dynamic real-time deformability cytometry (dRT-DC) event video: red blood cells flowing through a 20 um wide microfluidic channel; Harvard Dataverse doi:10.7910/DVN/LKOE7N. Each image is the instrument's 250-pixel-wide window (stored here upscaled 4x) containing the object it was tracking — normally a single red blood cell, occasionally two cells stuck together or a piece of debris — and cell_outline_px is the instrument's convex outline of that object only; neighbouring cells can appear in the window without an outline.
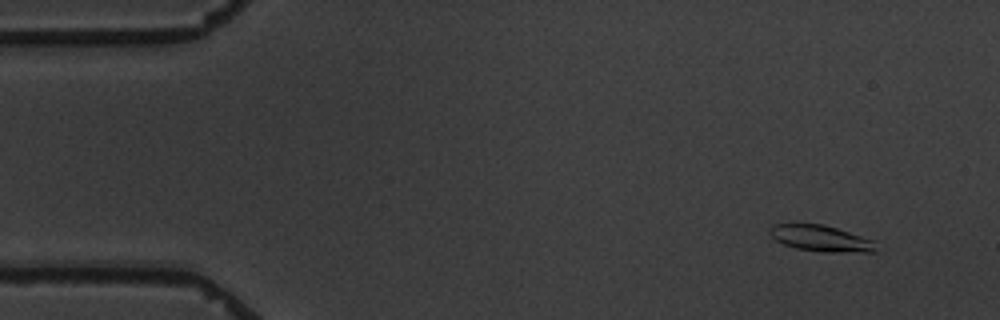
{"species": "common noctule bat (a hibernating species)", "species_latin": "Nyctalus noctula", "temperature_condition": "warm", "stored_images_in_passage": 6, "camera_frame_rate_fps": 3000, "um_per_image_px": 0.085, "animal": {"sex": "male", "body_mass_g": 19.5, "forearm_length_mm": 54.6}, "frame": {"image": 1, "passage_image": 2, "time_ms": 1.0, "image_size_px": [1000, 320], "cell_outline_px": [[876, 252], [820, 252], [796, 248], [784, 244], [776, 240], [768, 232], [768, 228], [772, 224], [824, 224], [872, 240]], "centroid_in_image_um": [69.71, 20.26], "position_along_channel_um": 15.3, "area_um2": 16.01}}
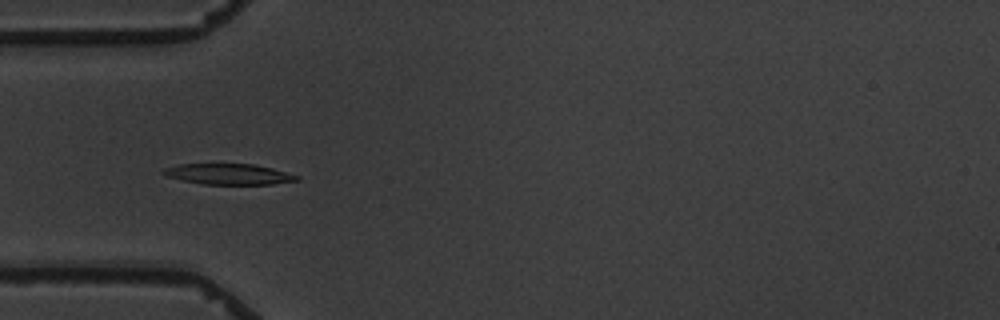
{"frame": {"image": 2, "passage_image": 5, "time_ms": 5.333, "image_size_px": [1000, 320], "cell_outline_px": [[300, 180], [272, 184], [200, 184], [164, 176], [160, 172], [164, 168], [180, 164], [252, 164], [272, 168], [300, 176]], "centroid_in_image_um": [19.41, 14.8], "position_along_channel_um": 65.6, "area_um2": 16.18}}
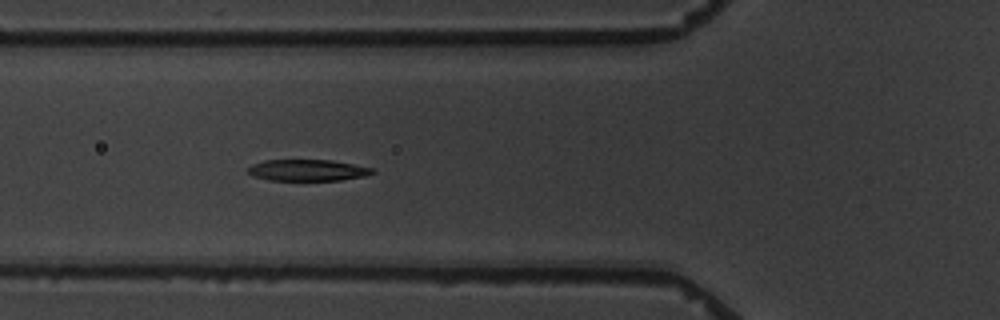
{"frame": {"image": 3, "passage_image": 6, "time_ms": 6.333, "image_size_px": [1000, 320], "cell_outline_px": [[376, 172], [364, 176], [340, 180], [268, 180], [252, 176], [248, 172], [248, 168], [252, 164], [264, 160], [332, 160], [372, 168]], "centroid_in_image_um": [26.11, 14.47], "position_along_channel_um": 99.7, "area_um2": 15.43}}